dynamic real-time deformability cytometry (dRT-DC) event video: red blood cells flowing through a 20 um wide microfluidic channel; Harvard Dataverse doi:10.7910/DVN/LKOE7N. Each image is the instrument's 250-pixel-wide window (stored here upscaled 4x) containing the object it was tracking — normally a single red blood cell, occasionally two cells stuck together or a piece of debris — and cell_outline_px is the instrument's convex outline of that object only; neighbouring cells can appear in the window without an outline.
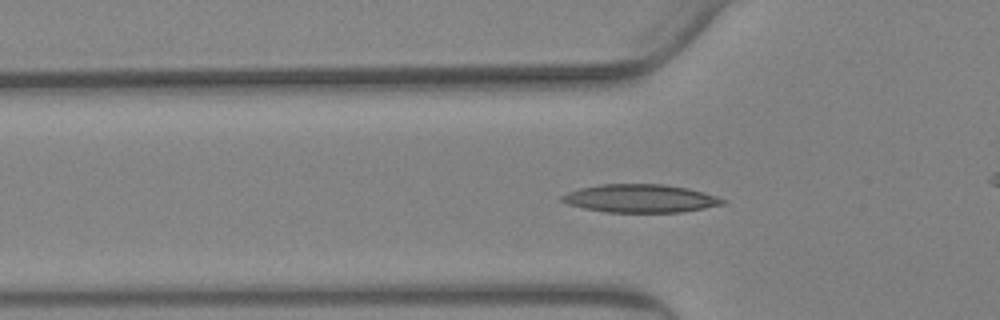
{"species": "Egyptian fruit bat (a non-hibernating species)", "species_latin": "Rousettus aegyptiacus", "temperature_condition": "warm", "stored_images_in_passage": 50, "camera_frame_rate_fps": 3000, "um_per_image_px": 0.085, "animal": {"sex": "female"}, "frame": {"image": 1, "passage_image": 19, "time_ms": 6.0, "image_size_px": [1000, 320], "cell_outline_px": [[724, 204], [704, 208], [680, 212], [604, 212], [584, 208], [568, 204], [560, 200], [560, 196], [568, 192], [580, 188], [600, 184], [664, 184], [688, 188], [704, 192], [716, 196], [724, 200]], "centroid_in_image_um": [54.4, 16.86], "position_along_channel_um": 71.4, "area_um2": 26.3}}
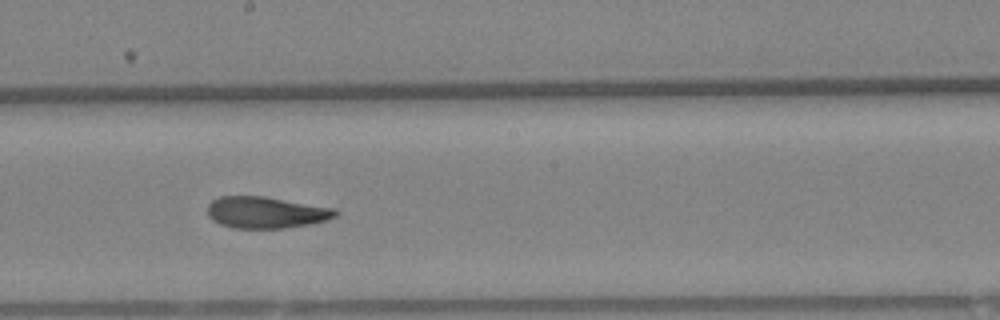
{"frame": {"image": 2, "passage_image": 32, "time_ms": 10.333, "image_size_px": [1000, 320], "cell_outline_px": [[340, 212], [336, 216], [328, 220], [308, 224], [284, 228], [232, 228], [220, 224], [212, 220], [208, 216], [208, 204], [212, 200], [220, 196], [264, 196], [336, 208]], "centroid_in_image_um": [22.62, 18.05], "position_along_channel_um": 225.6, "area_um2": 23.7}}
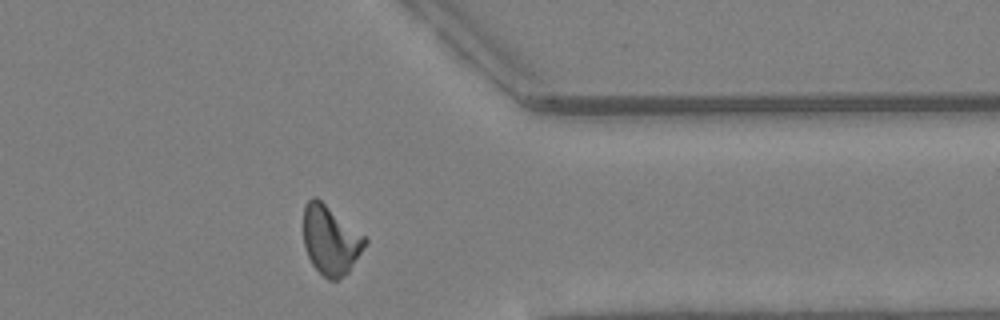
{"frame": {"image": 3, "passage_image": 46, "time_ms": 15.0, "image_size_px": [1000, 320], "cell_outline_px": [[368, 240], [348, 272], [344, 276], [336, 280], [328, 280], [312, 264], [308, 256], [304, 244], [304, 204], [312, 196], [316, 196], [364, 236]], "centroid_in_image_um": [28.07, 20.4], "position_along_channel_um": 383.3, "area_um2": 24.33}, "authors_computed_cell_mechanics": {"area_um2": 24.3049, "velocity_mm_per_s": 3.573, "shape_relaxation_time_tau1_ms": 10.9194, "shape_relaxation_time_tau2_ms": 2.9049, "deformation_change_tau1": 0.2509, "deformation_change_tau2": 0.109}}